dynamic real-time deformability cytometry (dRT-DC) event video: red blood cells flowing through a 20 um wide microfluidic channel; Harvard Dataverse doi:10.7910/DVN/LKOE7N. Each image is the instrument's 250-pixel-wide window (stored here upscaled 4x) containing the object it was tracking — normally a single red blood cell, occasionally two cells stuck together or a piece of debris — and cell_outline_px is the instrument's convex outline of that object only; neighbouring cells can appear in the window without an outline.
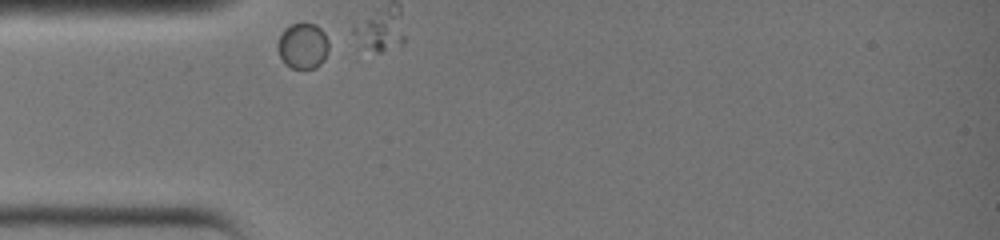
{"species": "common noctule bat (a hibernating species)", "species_latin": "Nyctalus noctula", "temperature_condition": "warm", "stored_images_in_passage": 23, "segment_of_instrument_passage": [1, 2], "camera_frame_rate_fps": 3000, "um_per_image_px": 0.085, "animal": {"sex": "female", "body_mass_g": 19.0, "forearm_length_mm": 51.5}, "frame": {"image": 1, "passage_image": 1, "time_ms": 0.0, "image_size_px": [1000, 240], "cell_outline_px": [[328, 52], [324, 60], [316, 68], [292, 68], [284, 64], [276, 48], [280, 36], [284, 28], [292, 24], [316, 24], [324, 32], [328, 40]], "centroid_in_image_um": [25.74, 3.91], "position_along_channel_um": 59.3, "area_um2": 13.7}}